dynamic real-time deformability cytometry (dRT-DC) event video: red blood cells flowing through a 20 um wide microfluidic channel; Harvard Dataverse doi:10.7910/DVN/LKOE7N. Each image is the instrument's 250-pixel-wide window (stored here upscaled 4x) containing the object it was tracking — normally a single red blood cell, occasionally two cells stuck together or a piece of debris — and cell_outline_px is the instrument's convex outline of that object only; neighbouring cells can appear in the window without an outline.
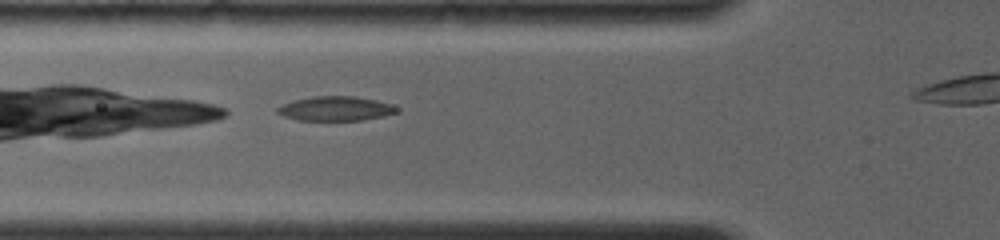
{"species": "common noctule bat (a hibernating species)", "species_latin": "Nyctalus noctula", "temperature_condition": "room temperature", "stored_images_in_passage": 12, "camera_frame_rate_fps": 4000, "um_per_image_px": 0.085, "animal": {"sex": "female", "body_mass_g": 19.0, "forearm_length_mm": 56.7}, "frame": {"image": 1, "passage_image": 3, "time_ms": 1.0, "image_size_px": [1000, 240], "cell_outline_px": [[396, 112], [384, 116], [360, 120], [296, 120], [284, 116], [276, 112], [276, 108], [284, 104], [296, 100], [312, 96], [356, 96], [376, 100], [388, 104], [396, 108]], "centroid_in_image_um": [28.48, 9.23], "position_along_channel_um": 97.3, "area_um2": 16.7}}
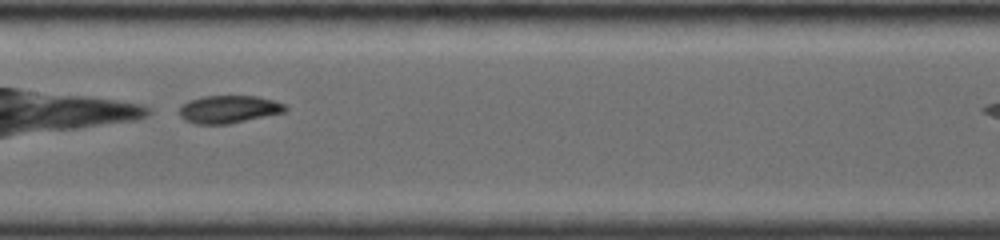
{"frame": {"image": 2, "passage_image": 9, "time_ms": 3.25, "image_size_px": [1000, 240], "cell_outline_px": [[288, 108], [284, 112], [228, 124], [196, 124], [184, 120], [180, 116], [180, 104], [188, 100], [204, 96], [256, 96], [276, 100], [284, 104]], "centroid_in_image_um": [19.42, 9.28], "position_along_channel_um": 188.0, "area_um2": 17.17}}
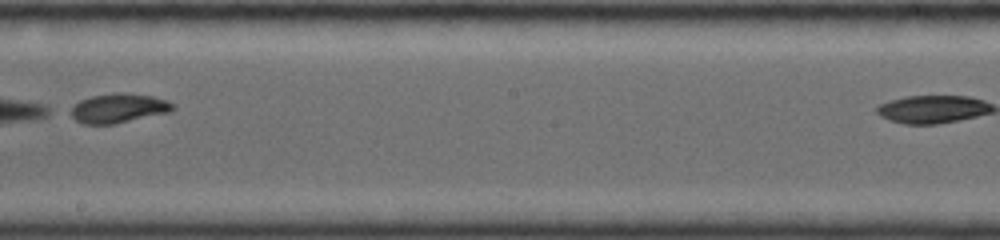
{"frame": {"image": 3, "passage_image": 12, "time_ms": 4.5, "image_size_px": [1000, 240], "cell_outline_px": [[176, 108], [168, 112], [116, 124], [80, 124], [64, 112], [68, 108], [80, 100], [92, 96], [120, 92], [124, 92], [152, 96], [176, 104]], "centroid_in_image_um": [9.98, 9.21], "position_along_channel_um": 238.2, "area_um2": 17.86}}